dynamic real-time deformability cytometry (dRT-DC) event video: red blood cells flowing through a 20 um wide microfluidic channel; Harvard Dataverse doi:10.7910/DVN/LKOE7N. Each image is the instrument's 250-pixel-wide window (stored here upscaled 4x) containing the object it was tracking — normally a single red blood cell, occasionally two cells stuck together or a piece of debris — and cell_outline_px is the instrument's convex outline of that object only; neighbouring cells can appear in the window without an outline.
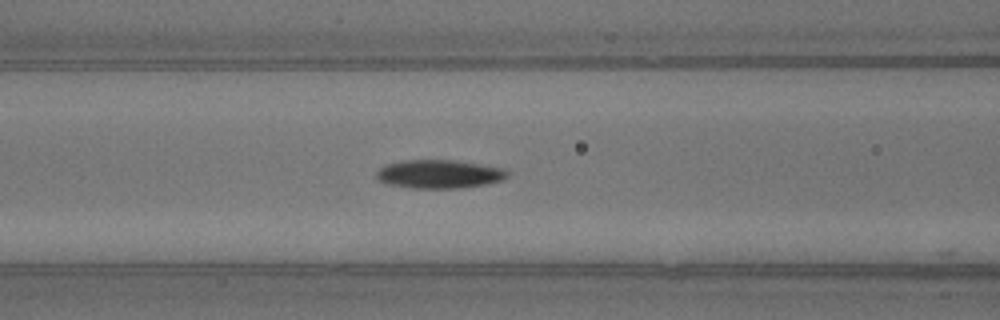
{"species": "common noctule bat (a hibernating species)", "species_latin": "Nyctalus noctula", "temperature_condition": "warm", "stored_images_in_passage": 10, "camera_frame_rate_fps": 3000, "um_per_image_px": 0.085, "animal": {"sex": "male", "body_mass_g": 13.3}, "frame": {"image": 1, "passage_image": 9, "time_ms": 2.667, "image_size_px": [1000, 320], "cell_outline_px": [[508, 176], [504, 180], [484, 184], [460, 188], [412, 188], [388, 184], [380, 180], [376, 176], [376, 172], [384, 164], [404, 160], [456, 160], [504, 168], [508, 172]], "centroid_in_image_um": [37.34, 14.79], "position_along_channel_um": 129.3, "area_um2": 21.79}}